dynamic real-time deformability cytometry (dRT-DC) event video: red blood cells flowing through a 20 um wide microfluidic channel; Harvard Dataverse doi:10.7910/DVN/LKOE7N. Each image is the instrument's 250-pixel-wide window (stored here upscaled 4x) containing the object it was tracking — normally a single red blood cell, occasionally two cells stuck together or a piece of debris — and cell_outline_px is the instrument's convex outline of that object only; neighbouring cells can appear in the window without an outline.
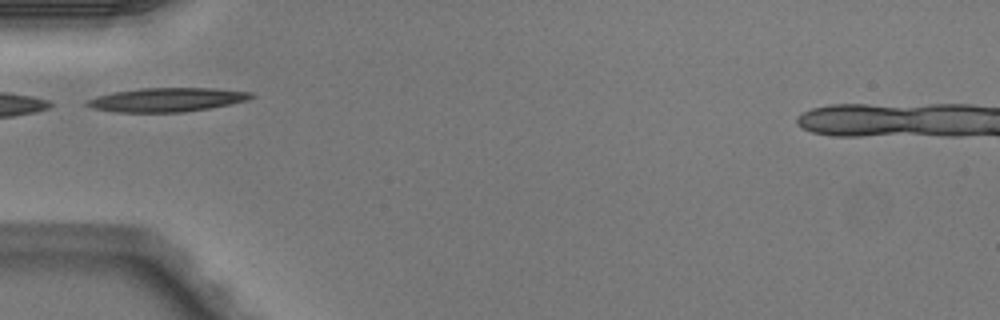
{"species": "Egyptian fruit bat (a non-hibernating species)", "species_latin": "Rousettus aegyptiacus", "temperature_condition": "warm", "stored_images_in_passage": 3, "camera_frame_rate_fps": 3000, "um_per_image_px": 0.085, "animal": {"sex": "male"}, "frame": {"image": 1, "passage_image": 3, "time_ms": 0.667, "image_size_px": [1000, 320], "cell_outline_px": [[256, 96], [248, 100], [208, 108], [184, 112], [116, 112], [92, 108], [84, 104], [84, 100], [96, 96], [112, 92], [140, 88], [216, 88], [252, 92]], "centroid_in_image_um": [14.15, 8.47], "position_along_channel_um": 70.8, "area_um2": 23.0}}